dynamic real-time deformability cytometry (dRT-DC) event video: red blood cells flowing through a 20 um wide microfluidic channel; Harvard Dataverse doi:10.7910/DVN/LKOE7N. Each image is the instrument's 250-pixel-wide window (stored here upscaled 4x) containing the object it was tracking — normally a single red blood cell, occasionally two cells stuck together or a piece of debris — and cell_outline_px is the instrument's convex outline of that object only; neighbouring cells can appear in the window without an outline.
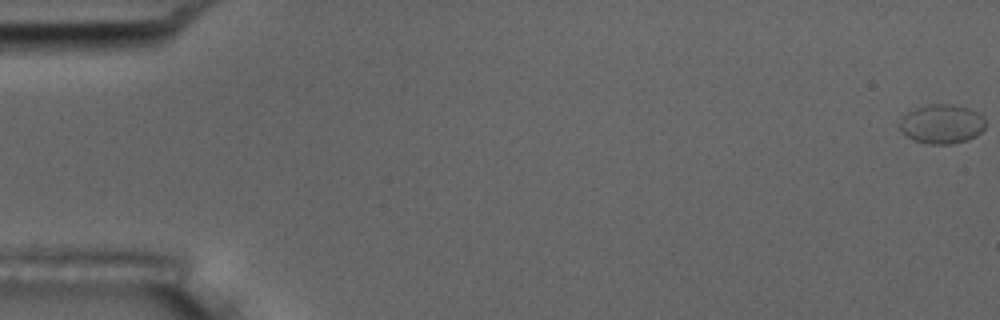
{"species": "common noctule bat (a hibernating species)", "species_latin": "Nyctalus noctula", "temperature_condition": "room temperature", "stored_images_in_passage": 5, "segment_of_instrument_passage": [2, 2], "camera_frame_rate_fps": 3000, "um_per_image_px": 0.085, "animal": {"sex": "male", "body_mass_g": 17.5, "forearm_length_mm": 52.3}, "frame": {"image": 1, "passage_image": 5, "time_ms": 5.333, "image_size_px": [1000, 320], "cell_outline_px": [[984, 128], [976, 136], [952, 144], [928, 144], [912, 140], [900, 128], [900, 120], [908, 112], [916, 108], [932, 104], [952, 104], [968, 108], [984, 116]], "centroid_in_image_um": [80.06, 10.54], "position_along_channel_um": 4.9, "area_um2": 19.36}}